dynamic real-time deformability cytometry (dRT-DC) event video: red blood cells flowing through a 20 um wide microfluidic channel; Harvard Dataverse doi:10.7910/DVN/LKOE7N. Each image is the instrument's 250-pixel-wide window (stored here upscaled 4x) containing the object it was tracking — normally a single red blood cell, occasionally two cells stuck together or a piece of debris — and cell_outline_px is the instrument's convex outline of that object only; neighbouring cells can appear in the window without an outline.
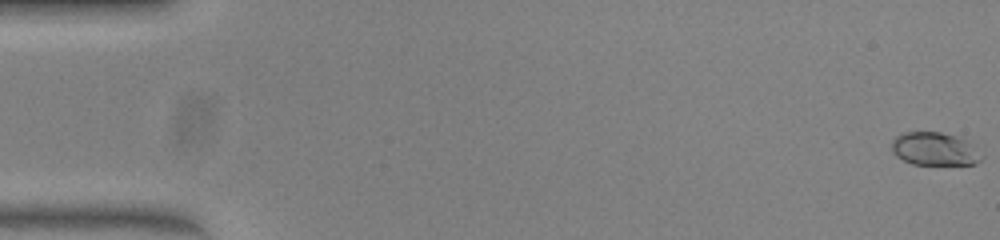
{"species": "common noctule bat (a hibernating species)", "species_latin": "Nyctalus noctula", "temperature_condition": "warm", "stored_images_in_passage": 51, "camera_frame_rate_fps": 3000, "um_per_image_px": 0.085, "animal": {"sex": "female", "body_mass_g": 23.0, "forearm_length_mm": 53.4}, "frame": {"image": 1, "passage_image": 1, "time_ms": 0.0, "image_size_px": [1000, 240], "cell_outline_px": [[984, 156], [976, 164], [912, 164], [896, 156], [892, 152], [892, 140], [896, 136], [904, 132], [940, 132], [956, 136], [972, 144]], "centroid_in_image_um": [79.44, 12.66], "position_along_channel_um": 5.6, "area_um2": 17.28}}
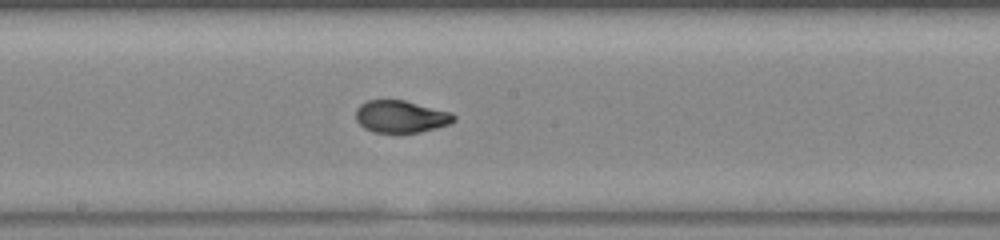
{"frame": {"image": 2, "passage_image": 28, "time_ms": 9.0, "image_size_px": [1000, 240], "cell_outline_px": [[456, 120], [452, 124], [420, 132], [372, 132], [364, 128], [356, 120], [356, 108], [360, 104], [368, 100], [404, 100], [452, 112], [456, 116]], "centroid_in_image_um": [34.1, 9.91], "position_along_channel_um": 214.1, "area_um2": 18.55}}
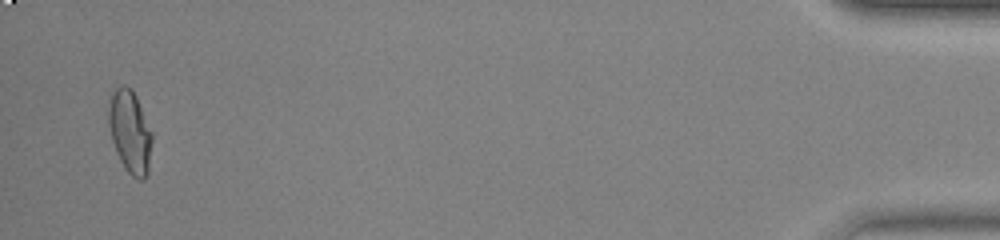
{"frame": {"image": 3, "passage_image": 50, "time_ms": 16.333, "image_size_px": [1000, 240], "cell_outline_px": [[152, 140], [148, 172], [144, 180], [140, 180], [132, 176], [124, 168], [116, 152], [112, 140], [108, 124], [108, 108], [112, 92], [120, 84], [124, 84], [132, 88], [136, 96], [152, 132]], "centroid_in_image_um": [11.04, 11.18], "position_along_channel_um": 424.2, "area_um2": 21.1}, "authors_computed_cell_mechanics": {"area_um2": 18.8428, "velocity_mm_per_s": 4.0652, "shape_relaxation_time_tau1_ms": 6.9469, "shape_relaxation_time_tau2_ms": null, "deformation_change_tau1": 0.2365, "deformation_change_tau2": null}}